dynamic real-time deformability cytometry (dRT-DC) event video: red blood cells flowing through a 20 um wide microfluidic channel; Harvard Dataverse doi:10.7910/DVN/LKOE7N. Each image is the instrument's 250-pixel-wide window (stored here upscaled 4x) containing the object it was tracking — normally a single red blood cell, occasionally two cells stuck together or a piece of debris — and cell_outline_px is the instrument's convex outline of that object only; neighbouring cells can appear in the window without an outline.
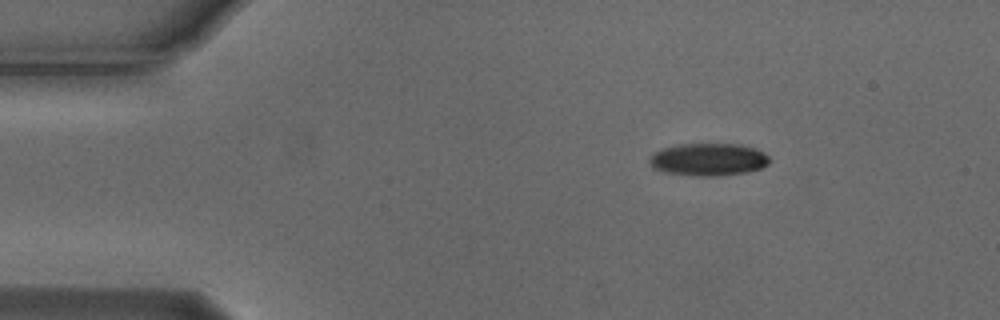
{"species": "Egyptian fruit bat (a non-hibernating species)", "species_latin": "Rousettus aegyptiacus", "temperature_condition": "cold", "stored_images_in_passage": 9, "camera_frame_rate_fps": 3000, "um_per_image_px": 0.085, "animal": {"sex": "male"}, "frame": {"image": 1, "passage_image": 1, "time_ms": 0.0, "image_size_px": [1000, 320], "cell_outline_px": [[772, 160], [768, 164], [760, 168], [748, 172], [716, 176], [696, 176], [664, 172], [652, 168], [648, 160], [656, 152], [664, 148], [680, 144], [736, 144], [752, 148], [764, 152]], "centroid_in_image_um": [60.22, 13.57], "position_along_channel_um": 24.8, "area_um2": 22.66}}